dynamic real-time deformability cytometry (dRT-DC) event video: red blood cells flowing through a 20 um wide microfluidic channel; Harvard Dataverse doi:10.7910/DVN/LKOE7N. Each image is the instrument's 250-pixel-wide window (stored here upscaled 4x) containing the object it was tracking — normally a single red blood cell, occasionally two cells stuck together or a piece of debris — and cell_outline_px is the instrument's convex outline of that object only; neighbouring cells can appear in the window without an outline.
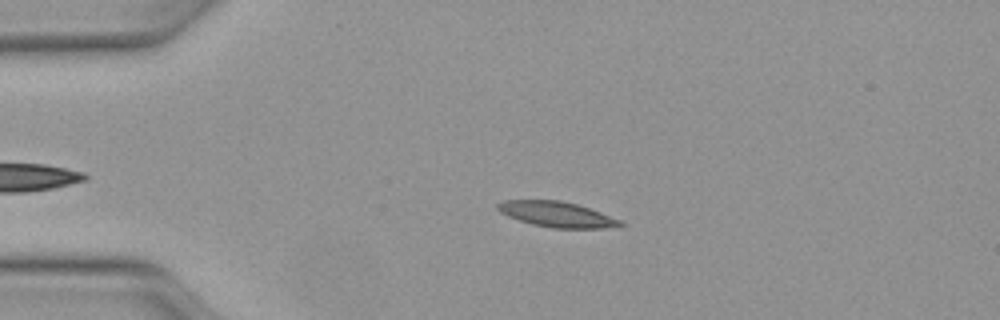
{"species": "Egyptian fruit bat (a non-hibernating species)", "species_latin": "Rousettus aegyptiacus", "temperature_condition": "warm", "stored_images_in_passage": 44, "camera_frame_rate_fps": 3000, "um_per_image_px": 0.085, "animal": {"sex": "female"}, "frame": {"image": 1, "passage_image": 11, "time_ms": 3.333, "image_size_px": [1000, 320], "cell_outline_px": [[624, 224], [604, 228], [552, 228], [532, 224], [508, 216], [500, 212], [496, 208], [496, 204], [504, 200], [560, 200], [576, 204], [600, 212], [620, 220]], "centroid_in_image_um": [47.28, 18.21], "position_along_channel_um": 37.7, "area_um2": 17.92}}
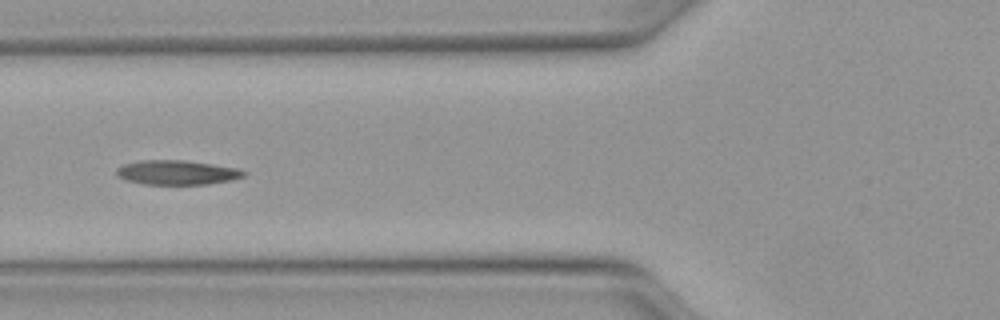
{"frame": {"image": 2, "passage_image": 19, "time_ms": 6.0, "image_size_px": [1000, 320], "cell_outline_px": [[248, 172], [244, 176], [232, 180], [208, 184], [144, 184], [128, 180], [116, 176], [116, 168], [124, 164], [140, 160], [184, 160], [240, 168]], "centroid_in_image_um": [15.07, 14.65], "position_along_channel_um": 110.7, "area_um2": 18.21}}
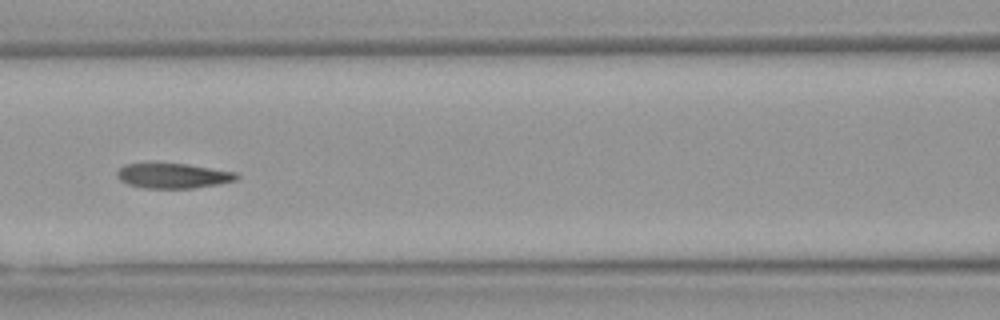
{"frame": {"image": 3, "passage_image": 22, "time_ms": 7.0, "image_size_px": [1000, 320], "cell_outline_px": [[240, 176], [236, 180], [216, 184], [192, 188], [144, 188], [128, 184], [120, 180], [116, 176], [116, 172], [124, 164], [188, 164], [236, 172]], "centroid_in_image_um": [14.71, 14.94], "position_along_channel_um": 151.9, "area_um2": 17.22}, "authors_computed_cell_mechanics": {"area_um2": 17.918, "velocity_mm_per_s": 4.0998, "shape_relaxation_time_tau1_ms": 7.9627, "shape_relaxation_time_tau2_ms": 2.1365, "deformation_change_tau1": 0.2357, "deformation_change_tau2": 0.0888}}